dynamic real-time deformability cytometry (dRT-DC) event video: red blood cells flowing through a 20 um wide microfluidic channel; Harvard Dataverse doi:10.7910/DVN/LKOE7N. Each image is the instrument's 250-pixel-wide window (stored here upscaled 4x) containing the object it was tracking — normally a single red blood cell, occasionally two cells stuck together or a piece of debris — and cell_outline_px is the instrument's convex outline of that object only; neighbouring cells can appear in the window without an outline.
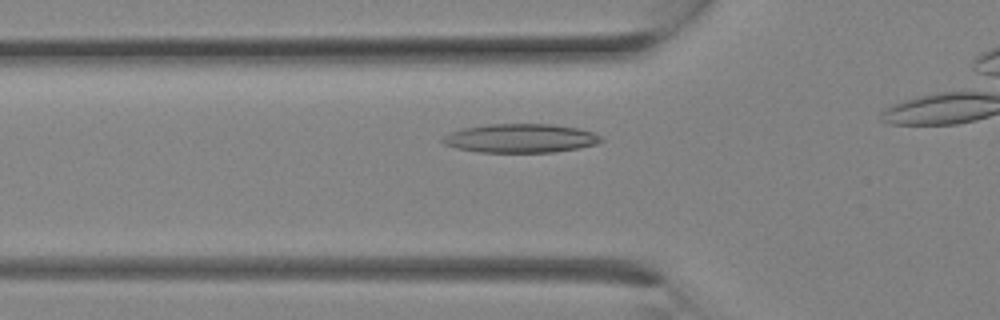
{"species": "Egyptian fruit bat (a non-hibernating species)", "species_latin": "Rousettus aegyptiacus", "temperature_condition": "room temperature", "stored_images_in_passage": 12, "camera_frame_rate_fps": 3000, "um_per_image_px": 0.085, "animal": {"sex": "female"}, "frame": {"image": 1, "passage_image": 7, "time_ms": 2.0, "image_size_px": [1000, 320], "cell_outline_px": [[604, 140], [596, 144], [580, 148], [552, 152], [480, 152], [456, 148], [444, 144], [440, 140], [444, 136], [452, 132], [464, 128], [488, 124], [552, 124], [580, 128], [592, 132], [600, 136]], "centroid_in_image_um": [44.27, 11.75], "position_along_channel_um": 81.5, "area_um2": 26.59}}
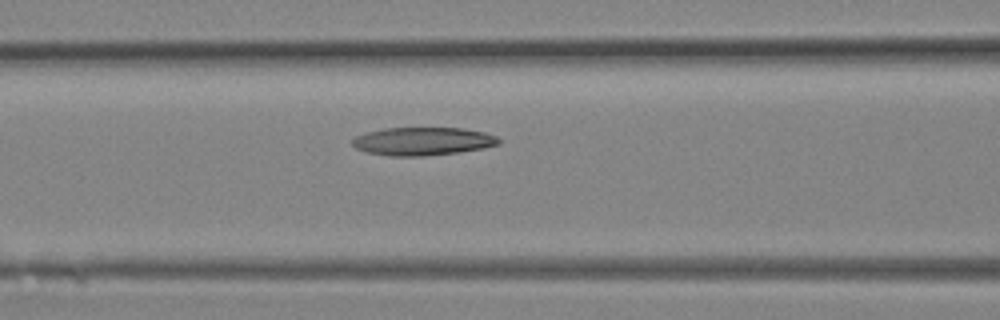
{"frame": {"image": 2, "passage_image": 9, "time_ms": 2.667, "image_size_px": [1000, 320], "cell_outline_px": [[500, 144], [484, 148], [460, 152], [424, 156], [388, 156], [368, 152], [356, 148], [352, 144], [352, 140], [356, 136], [368, 132], [384, 128], [464, 128], [484, 132], [496, 136], [500, 140]], "centroid_in_image_um": [35.96, 12.01], "position_along_channel_um": 130.6, "area_um2": 23.99}}